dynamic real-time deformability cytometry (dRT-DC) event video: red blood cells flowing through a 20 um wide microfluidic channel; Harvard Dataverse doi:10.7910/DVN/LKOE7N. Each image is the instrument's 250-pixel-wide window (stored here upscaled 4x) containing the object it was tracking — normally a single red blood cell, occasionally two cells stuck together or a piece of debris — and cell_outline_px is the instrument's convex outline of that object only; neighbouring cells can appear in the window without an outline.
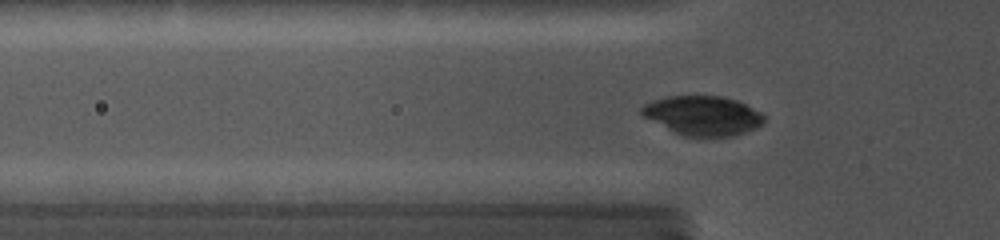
{"species": "common noctule bat (a hibernating species)", "species_latin": "Nyctalus noctula", "temperature_condition": "cold", "stored_images_in_passage": 37, "camera_frame_rate_fps": 5000, "um_per_image_px": 0.085, "animal": {"sex": "female", "body_mass_g": 19.0, "forearm_length_mm": 56.7}, "frame": {"image": 1, "passage_image": 13, "time_ms": 5.2, "image_size_px": [1000, 240], "cell_outline_px": [[764, 124], [756, 128], [732, 136], [684, 136], [644, 116], [640, 112], [640, 108], [644, 104], [668, 96], [720, 96], [736, 100], [760, 112], [764, 116]], "centroid_in_image_um": [59.77, 9.82], "position_along_channel_um": 66.0, "area_um2": 27.57}}
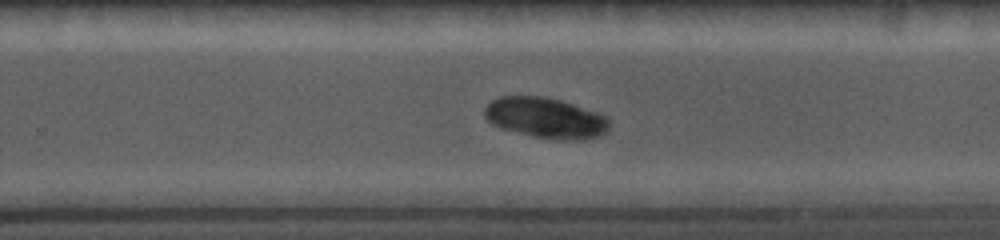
{"frame": {"image": 2, "passage_image": 26, "time_ms": 10.8, "image_size_px": [1000, 240], "cell_outline_px": [[612, 120], [608, 132], [600, 136], [580, 140], [556, 140], [532, 136], [500, 128], [492, 124], [484, 116], [484, 108], [492, 100], [500, 96], [540, 96], [560, 100], [608, 116]], "centroid_in_image_um": [46.42, 10.04], "position_along_channel_um": 283.4, "area_um2": 29.82}}
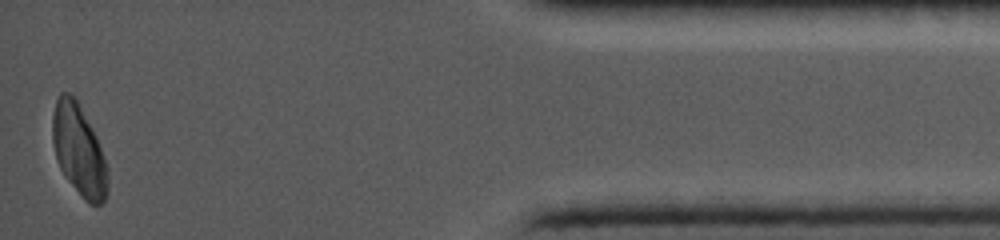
{"frame": {"image": 3, "passage_image": 37, "time_ms": 15.8, "image_size_px": [1000, 240], "cell_outline_px": [[108, 192], [104, 200], [100, 204], [92, 204], [84, 200], [64, 176], [56, 160], [52, 140], [52, 116], [56, 100], [60, 92], [68, 92], [76, 100], [92, 128], [96, 136], [108, 168]], "centroid_in_image_um": [6.69, 12.79], "position_along_channel_um": 428.5, "area_um2": 29.25}}